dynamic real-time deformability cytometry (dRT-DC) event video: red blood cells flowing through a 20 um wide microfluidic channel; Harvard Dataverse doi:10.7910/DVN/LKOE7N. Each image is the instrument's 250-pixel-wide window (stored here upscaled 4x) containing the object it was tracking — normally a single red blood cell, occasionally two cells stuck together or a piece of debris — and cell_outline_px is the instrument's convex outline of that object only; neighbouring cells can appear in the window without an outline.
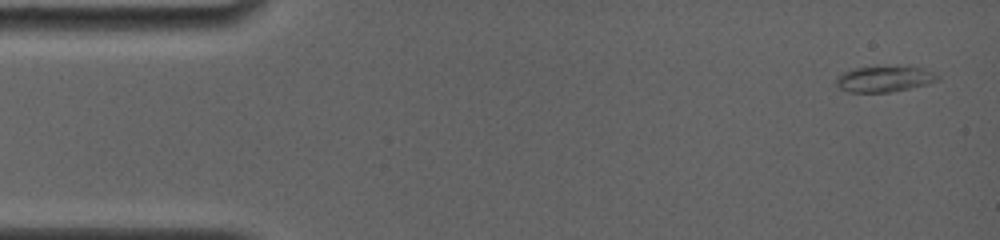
{"species": "common noctule bat (a hibernating species)", "species_latin": "Nyctalus noctula", "temperature_condition": "room temperature", "stored_images_in_passage": 37, "camera_frame_rate_fps": 4000, "um_per_image_px": 0.085, "animal": {"sex": "female", "body_mass_g": 19.0, "forearm_length_mm": 56.7}, "frame": {"image": 1, "passage_image": 1, "time_ms": 0.0, "image_size_px": [1000, 240], "cell_outline_px": [[940, 80], [928, 84], [888, 92], [848, 92], [840, 88], [836, 84], [836, 76], [844, 72], [856, 68], [896, 64], [924, 68], [940, 76]], "centroid_in_image_um": [75.2, 6.67], "position_along_channel_um": 9.8, "area_um2": 15.72}}
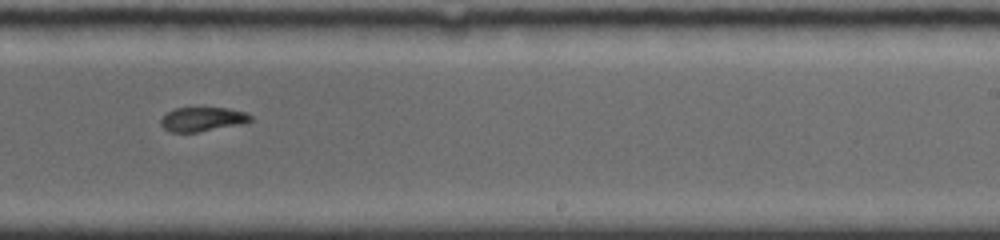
{"frame": {"image": 2, "passage_image": 23, "time_ms": 9.75, "image_size_px": [1000, 240], "cell_outline_px": [[252, 120], [244, 124], [196, 132], [172, 132], [164, 128], [160, 124], [160, 120], [168, 112], [176, 108], [228, 108], [244, 112], [252, 116]], "centroid_in_image_um": [17.23, 10.14], "position_along_channel_um": 271.8, "area_um2": 12.54}}
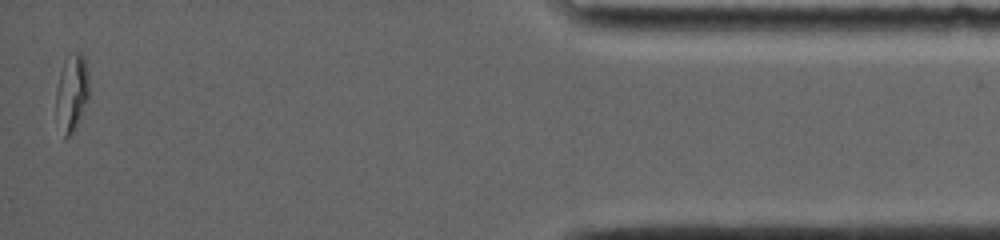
{"frame": {"image": 3, "passage_image": 37, "time_ms": 15.5, "image_size_px": [1000, 240], "cell_outline_px": [[88, 96], [76, 124], [72, 132], [68, 136], [64, 136], [56, 112], [56, 88], [60, 72], [68, 52], [80, 52], [84, 56], [88, 72]], "centroid_in_image_um": [6.09, 7.75], "position_along_channel_um": 429.1, "area_um2": 14.39}}